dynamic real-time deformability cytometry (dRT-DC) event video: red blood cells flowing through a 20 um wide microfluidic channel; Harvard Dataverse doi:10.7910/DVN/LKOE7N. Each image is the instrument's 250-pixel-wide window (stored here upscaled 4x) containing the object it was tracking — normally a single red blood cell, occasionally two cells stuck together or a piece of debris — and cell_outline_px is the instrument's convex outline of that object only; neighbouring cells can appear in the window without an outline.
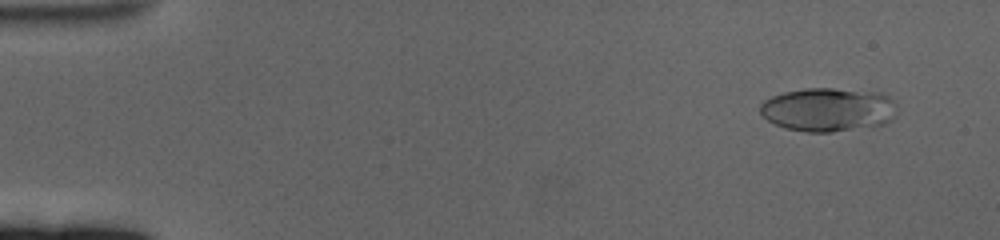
{"species": "human", "species_latin": "Homo sapiens", "temperature_condition": "cold", "stored_images_in_passage": 61, "camera_frame_rate_fps": 3000, "um_per_image_px": 0.085, "donor": {"sex": "female"}, "frame": {"image": 1, "passage_image": 5, "time_ms": 1.333, "image_size_px": [1000, 240], "cell_outline_px": [[896, 116], [892, 120], [884, 124], [832, 132], [808, 132], [784, 128], [768, 120], [760, 112], [760, 104], [764, 100], [772, 96], [784, 92], [804, 88], [832, 88], [880, 92], [888, 96], [896, 104]], "centroid_in_image_um": [70.41, 9.31], "position_along_channel_um": 14.6, "area_um2": 35.03}}
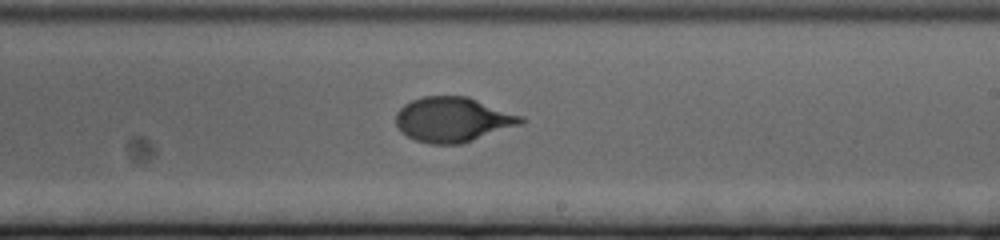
{"frame": {"image": 2, "passage_image": 37, "time_ms": 12.0, "image_size_px": [1000, 240], "cell_outline_px": [[524, 124], [460, 144], [428, 144], [416, 140], [400, 132], [396, 124], [396, 112], [404, 104], [412, 100], [424, 96], [468, 96], [524, 116]], "centroid_in_image_um": [38.51, 10.16], "position_along_channel_um": 250.5, "area_um2": 32.95}}
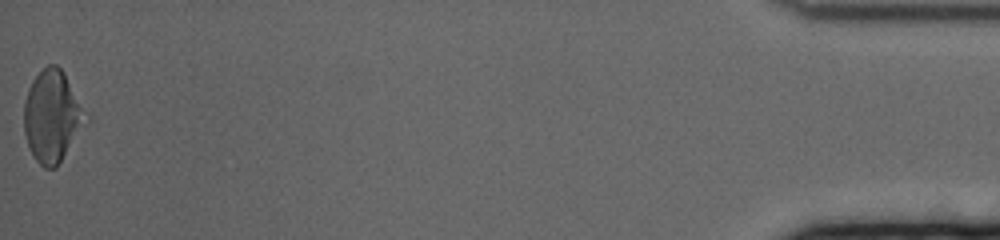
{"frame": {"image": 3, "passage_image": 61, "time_ms": 20.0, "image_size_px": [1000, 240], "cell_outline_px": [[88, 120], [56, 168], [44, 168], [36, 160], [28, 144], [24, 132], [24, 100], [28, 88], [32, 80], [48, 64], [56, 64], [64, 72], [88, 112]], "centroid_in_image_um": [4.45, 9.86], "position_along_channel_um": 430.7, "area_um2": 33.06}, "authors_computed_cell_mechanics": {"area_um2": 32.4258, "velocity_mm_per_s": 3.375, "shape_relaxation_time_tau1_ms": 4.758, "shape_relaxation_time_tau2_ms": 0.8721, "deformation_change_tau1": 0.1948, "deformation_change_tau2": 0.0435}}